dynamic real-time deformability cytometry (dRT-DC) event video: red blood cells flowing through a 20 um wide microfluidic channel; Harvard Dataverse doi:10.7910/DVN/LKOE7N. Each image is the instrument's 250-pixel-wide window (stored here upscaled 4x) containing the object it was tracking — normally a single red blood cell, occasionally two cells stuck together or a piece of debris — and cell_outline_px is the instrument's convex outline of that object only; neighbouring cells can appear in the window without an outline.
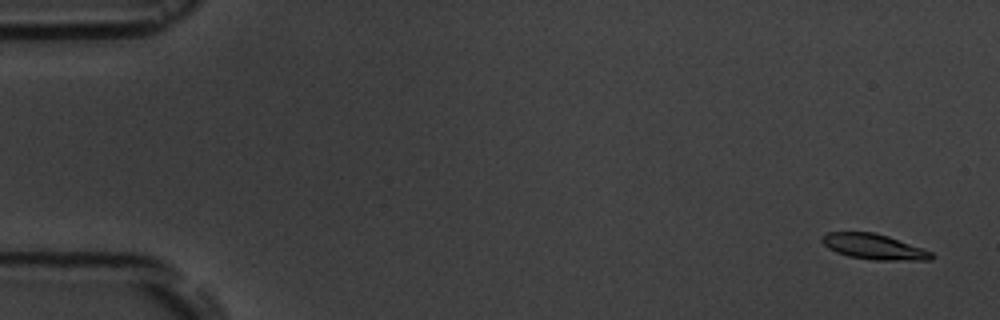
{"species": "common noctule bat (a hibernating species)", "species_latin": "Nyctalus noctula", "temperature_condition": "room temperature", "stored_images_in_passage": 11, "camera_frame_rate_fps": 3000, "um_per_image_px": 0.085, "animal": {"sex": "male", "body_mass_g": 19.5, "forearm_length_mm": 54.6}, "frame": {"image": 1, "passage_image": 1, "time_ms": 0.0, "image_size_px": [1000, 320], "cell_outline_px": [[936, 256], [932, 260], [872, 260], [848, 256], [836, 252], [828, 248], [820, 240], [820, 236], [828, 232], [872, 232], [888, 236], [932, 252]], "centroid_in_image_um": [74.26, 20.97], "position_along_channel_um": 10.7, "area_um2": 16.24}}
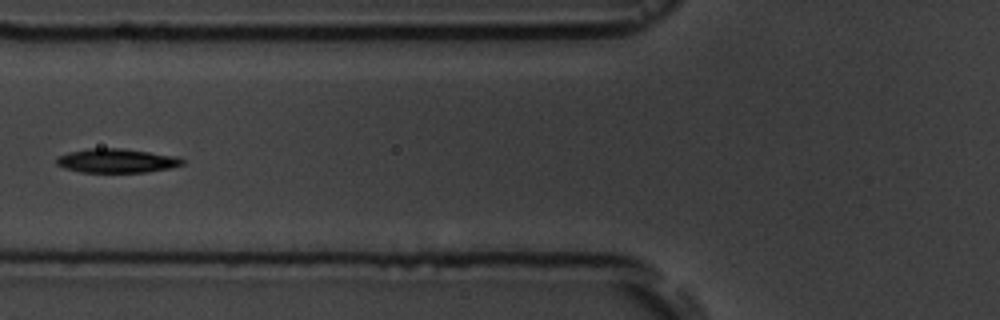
{"frame": {"image": 2, "passage_image": 6, "time_ms": 6.667, "image_size_px": [1000, 320], "cell_outline_px": [[184, 164], [168, 168], [148, 172], [80, 172], [64, 168], [56, 164], [56, 156], [68, 152], [88, 148], [120, 148], [180, 156], [184, 160]], "centroid_in_image_um": [9.9, 13.65], "position_along_channel_um": 115.9, "area_um2": 17.8}}
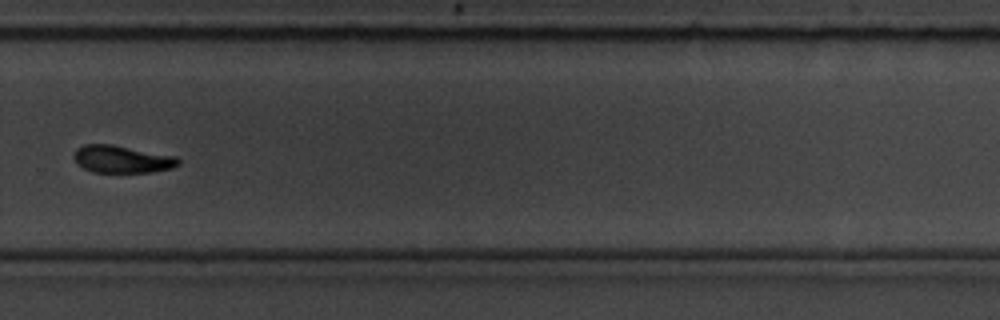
{"frame": {"image": 3, "passage_image": 11, "time_ms": 12.333, "image_size_px": [1000, 320], "cell_outline_px": [[180, 164], [172, 168], [152, 172], [92, 172], [76, 164], [72, 156], [76, 148], [84, 144], [112, 144], [176, 156], [180, 160]], "centroid_in_image_um": [10.34, 13.53], "position_along_channel_um": 319.5, "area_um2": 16.88}}